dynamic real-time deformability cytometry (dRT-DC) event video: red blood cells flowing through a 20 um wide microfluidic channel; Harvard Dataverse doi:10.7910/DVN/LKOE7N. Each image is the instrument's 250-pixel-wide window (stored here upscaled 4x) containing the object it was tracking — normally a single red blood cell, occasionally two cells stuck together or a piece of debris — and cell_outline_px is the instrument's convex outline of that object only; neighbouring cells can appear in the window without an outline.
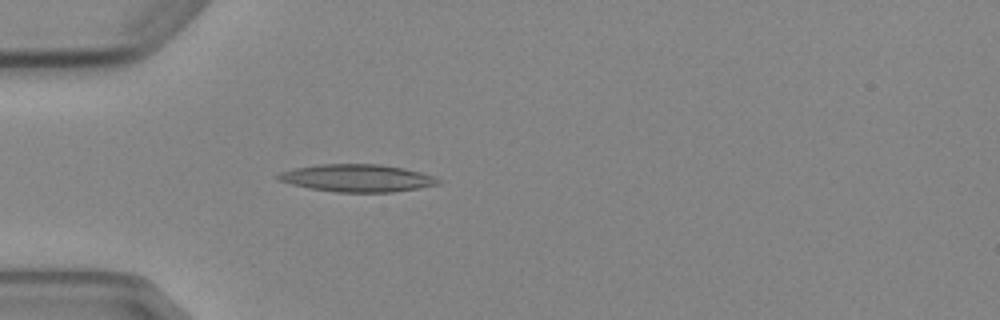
{"species": "Egyptian fruit bat (a non-hibernating species)", "species_latin": "Rousettus aegyptiacus", "temperature_condition": "cold", "stored_images_in_passage": 4, "camera_frame_rate_fps": 3000, "um_per_image_px": 0.085, "animal": {"sex": "female"}, "frame": {"image": 1, "passage_image": 4, "time_ms": 4.333, "image_size_px": [1000, 320], "cell_outline_px": [[440, 184], [392, 192], [336, 192], [308, 188], [292, 184], [280, 180], [276, 176], [280, 172], [296, 168], [320, 164], [380, 164], [404, 168], [420, 172], [432, 176], [440, 180]], "centroid_in_image_um": [30.36, 15.13], "position_along_channel_um": 54.6, "area_um2": 25.37}}